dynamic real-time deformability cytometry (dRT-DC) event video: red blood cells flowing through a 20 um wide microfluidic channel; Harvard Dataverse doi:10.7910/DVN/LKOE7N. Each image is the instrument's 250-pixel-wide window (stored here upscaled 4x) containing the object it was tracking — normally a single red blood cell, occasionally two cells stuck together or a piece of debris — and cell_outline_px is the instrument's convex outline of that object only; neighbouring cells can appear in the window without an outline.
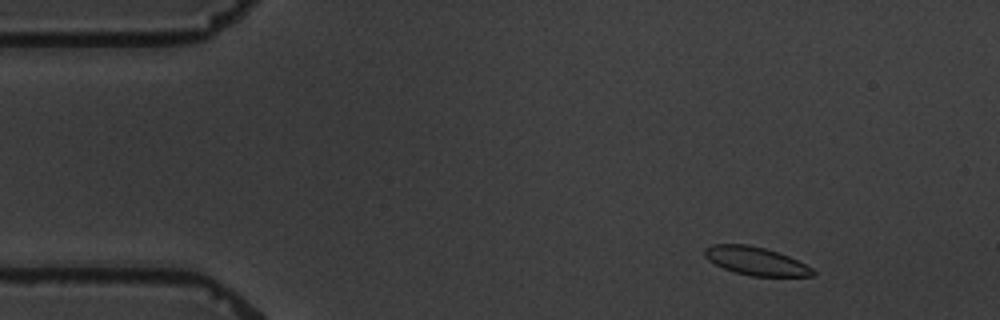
{"species": "common noctule bat (a hibernating species)", "species_latin": "Nyctalus noctula", "temperature_condition": "warm", "stored_images_in_passage": 4, "camera_frame_rate_fps": 3000, "um_per_image_px": 0.085, "animal": {"sex": "male", "body_mass_g": 19.5, "forearm_length_mm": 54.6}, "frame": {"image": 1, "passage_image": 1, "time_ms": 0.0, "image_size_px": [1000, 320], "cell_outline_px": [[816, 272], [812, 276], [752, 276], [736, 272], [724, 268], [708, 260], [704, 256], [704, 248], [712, 244], [748, 244], [764, 248], [788, 256], [812, 268]], "centroid_in_image_um": [64.21, 22.18], "position_along_channel_um": 20.8, "area_um2": 17.57}}
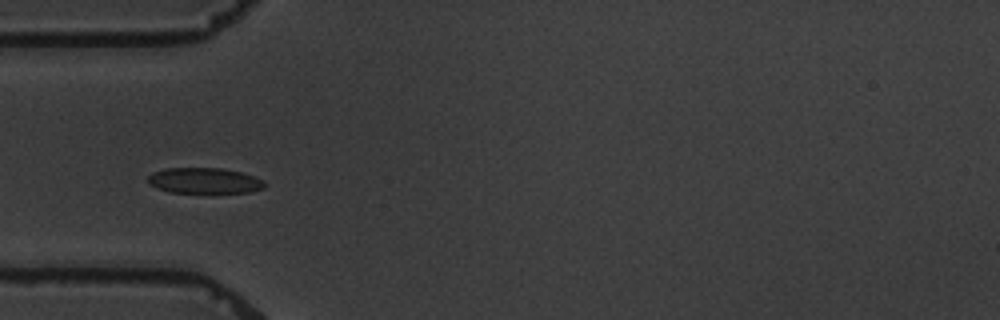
{"frame": {"image": 2, "passage_image": 4, "time_ms": 3.667, "image_size_px": [1000, 320], "cell_outline_px": [[268, 184], [264, 188], [248, 192], [168, 192], [156, 188], [148, 184], [148, 176], [152, 172], [164, 168], [220, 168], [240, 172], [252, 176]], "centroid_in_image_um": [17.31, 15.35], "position_along_channel_um": 67.7, "area_um2": 17.34}}